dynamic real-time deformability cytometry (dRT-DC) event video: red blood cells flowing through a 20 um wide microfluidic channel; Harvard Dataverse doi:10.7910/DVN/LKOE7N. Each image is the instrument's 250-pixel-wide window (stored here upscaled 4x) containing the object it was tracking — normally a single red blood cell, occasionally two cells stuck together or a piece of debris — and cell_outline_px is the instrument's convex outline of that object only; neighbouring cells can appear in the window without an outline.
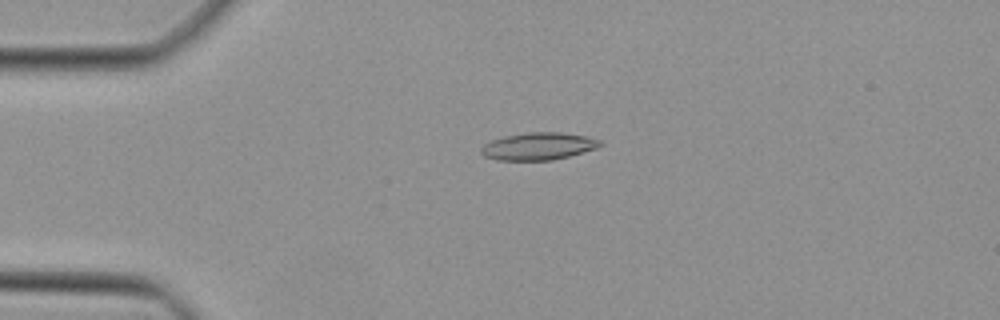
{"species": "Egyptian fruit bat (a non-hibernating species)", "species_latin": "Rousettus aegyptiacus", "temperature_condition": "cold", "stored_images_in_passage": 47, "camera_frame_rate_fps": 3000, "um_per_image_px": 0.085, "animal": {"sex": "female"}, "frame": {"image": 1, "passage_image": 11, "time_ms": 3.333, "image_size_px": [1000, 320], "cell_outline_px": [[600, 144], [596, 148], [568, 156], [552, 160], [496, 160], [484, 156], [480, 152], [480, 148], [484, 144], [492, 140], [504, 136], [528, 132], [560, 132], [584, 136], [600, 140]], "centroid_in_image_um": [45.7, 12.43], "position_along_channel_um": 39.3, "area_um2": 18.79}}
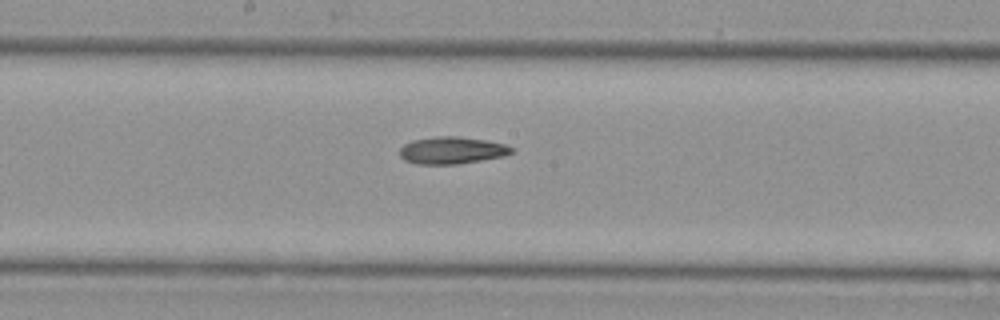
{"frame": {"image": 2, "passage_image": 25, "time_ms": 8.0, "image_size_px": [1000, 320], "cell_outline_px": [[512, 152], [504, 156], [456, 164], [416, 164], [404, 160], [400, 156], [400, 148], [404, 144], [412, 140], [436, 136], [460, 136], [488, 140], [504, 144], [512, 148]], "centroid_in_image_um": [38.38, 12.77], "position_along_channel_um": 209.8, "area_um2": 17.69}}
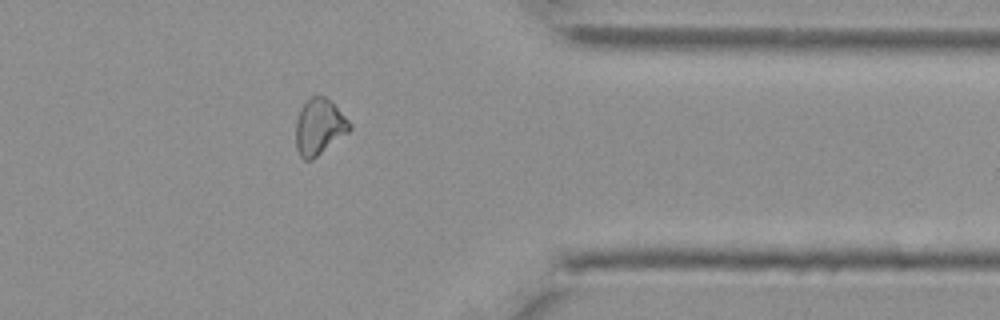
{"frame": {"image": 3, "passage_image": 38, "time_ms": 12.333, "image_size_px": [1000, 320], "cell_outline_px": [[352, 128], [348, 132], [312, 160], [304, 160], [300, 156], [296, 148], [296, 120], [304, 104], [312, 96], [324, 96], [332, 100], [352, 124]], "centroid_in_image_um": [27.15, 10.78], "position_along_channel_um": 384.2, "area_um2": 17.51}}